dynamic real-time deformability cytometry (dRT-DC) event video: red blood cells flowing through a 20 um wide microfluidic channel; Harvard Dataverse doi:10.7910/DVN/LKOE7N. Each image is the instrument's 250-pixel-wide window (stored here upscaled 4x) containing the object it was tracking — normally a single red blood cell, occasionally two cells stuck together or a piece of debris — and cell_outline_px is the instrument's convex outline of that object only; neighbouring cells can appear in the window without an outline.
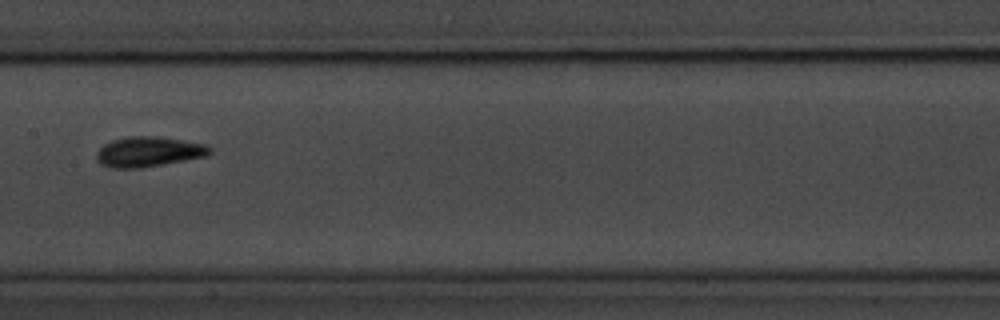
{"species": "common noctule bat (a hibernating species)", "species_latin": "Nyctalus noctula", "temperature_condition": "room temperature", "stored_images_in_passage": 16, "camera_frame_rate_fps": 3000, "um_per_image_px": 0.085, "animal": {"sex": "male", "body_mass_g": 20.1, "forearm_length_mm": 53.5}, "frame": {"image": 1, "passage_image": 7, "time_ms": 7.667, "image_size_px": [1000, 320], "cell_outline_px": [[212, 152], [208, 156], [164, 164], [140, 168], [108, 168], [100, 164], [96, 160], [96, 152], [104, 144], [112, 140], [128, 136], [156, 136], [204, 144], [212, 148]], "centroid_in_image_um": [12.6, 12.91], "position_along_channel_um": 194.8, "area_um2": 20.0}}
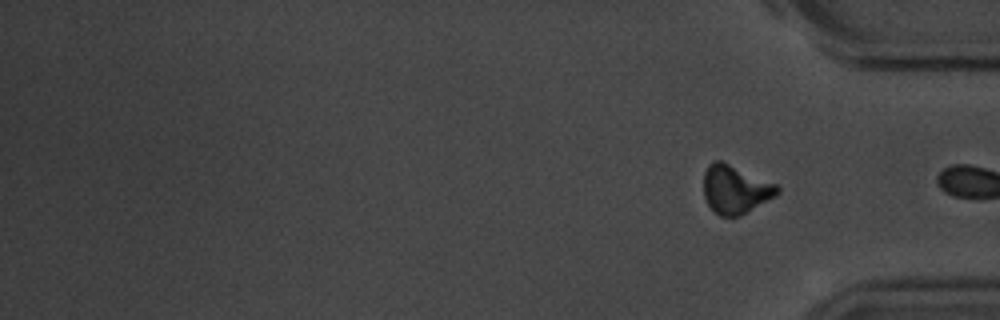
{"frame": {"image": 2, "passage_image": 16, "time_ms": 18.0, "image_size_px": [1000, 320], "cell_outline_px": [[780, 192], [776, 196], [740, 216], [720, 216], [708, 204], [704, 196], [704, 172], [708, 164], [712, 160], [720, 160], [776, 184], [780, 188]], "centroid_in_image_um": [62.5, 16.09], "position_along_channel_um": 372.7, "area_um2": 20.63}, "authors_computed_cell_mechanics": {"area_um2": 18.0336, "velocity_mm_per_s": 3.6073, "shape_relaxation_time_tau1_ms": 1.7529, "shape_relaxation_time_tau2_ms": null, "deformation_change_tau1": 0.0774, "deformation_change_tau2": null}}